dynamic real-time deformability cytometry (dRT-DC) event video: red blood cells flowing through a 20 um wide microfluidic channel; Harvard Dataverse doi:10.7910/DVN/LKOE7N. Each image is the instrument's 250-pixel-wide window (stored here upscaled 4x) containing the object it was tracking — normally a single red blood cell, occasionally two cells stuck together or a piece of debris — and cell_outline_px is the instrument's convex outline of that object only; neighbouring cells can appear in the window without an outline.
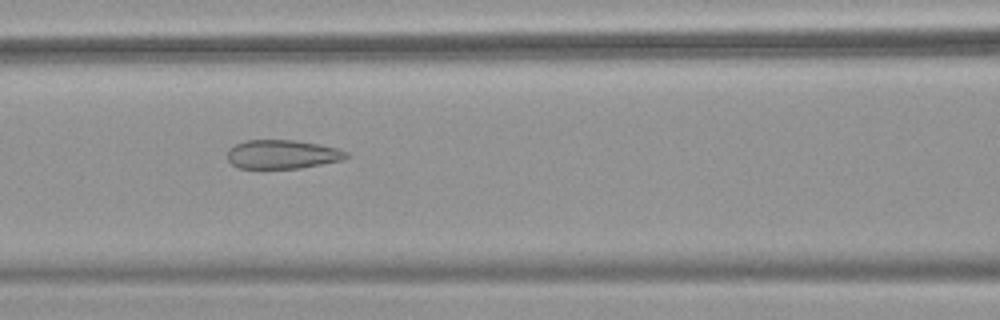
{"species": "common noctule bat (a hibernating species)", "species_latin": "Nyctalus noctula", "temperature_condition": "warm", "stored_images_in_passage": 54, "camera_frame_rate_fps": 3000, "um_per_image_px": 0.085, "animal": {"sex": "female", "body_mass_g": 18.4}, "frame": {"image": 1, "passage_image": 24, "time_ms": 7.667, "image_size_px": [1000, 320], "cell_outline_px": [[348, 156], [344, 160], [300, 168], [240, 168], [232, 164], [228, 160], [228, 148], [244, 140], [292, 140], [316, 144], [336, 148], [348, 152]], "centroid_in_image_um": [23.98, 13.12], "position_along_channel_um": 142.6, "area_um2": 19.88}}
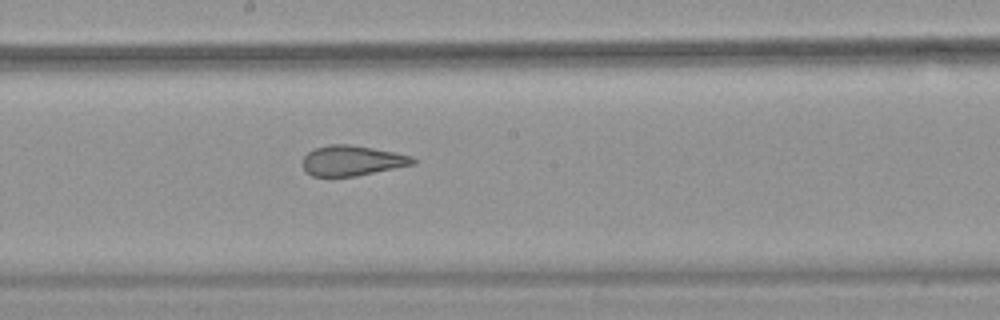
{"frame": {"image": 2, "passage_image": 30, "time_ms": 9.667, "image_size_px": [1000, 320], "cell_outline_px": [[420, 160], [416, 164], [356, 176], [312, 176], [304, 168], [304, 156], [308, 152], [316, 148], [328, 144], [348, 144], [372, 148], [412, 156]], "centroid_in_image_um": [29.98, 13.65], "position_along_channel_um": 218.2, "area_um2": 19.31}}
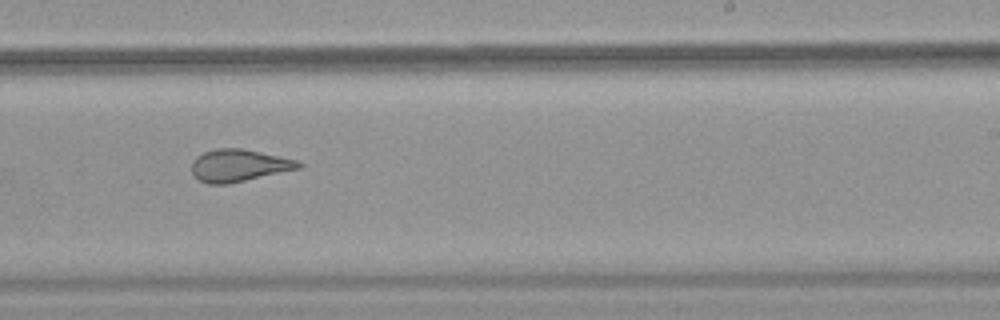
{"frame": {"image": 3, "passage_image": 34, "time_ms": 11.0, "image_size_px": [1000, 320], "cell_outline_px": [[304, 164], [300, 168], [228, 184], [208, 184], [200, 180], [192, 172], [192, 160], [196, 156], [204, 152], [216, 148], [240, 148], [260, 152], [296, 160]], "centroid_in_image_um": [20.28, 14.06], "position_along_channel_um": 268.7, "area_um2": 19.88}, "authors_computed_cell_mechanics": {"area_um2": 24.4783, "velocity_mm_per_s": 3.8081, "shape_relaxation_time_tau1_ms": null, "shape_relaxation_time_tau2_ms": 1.4123, "deformation_change_tau1": null, "deformation_change_tau2": 0.0895}}